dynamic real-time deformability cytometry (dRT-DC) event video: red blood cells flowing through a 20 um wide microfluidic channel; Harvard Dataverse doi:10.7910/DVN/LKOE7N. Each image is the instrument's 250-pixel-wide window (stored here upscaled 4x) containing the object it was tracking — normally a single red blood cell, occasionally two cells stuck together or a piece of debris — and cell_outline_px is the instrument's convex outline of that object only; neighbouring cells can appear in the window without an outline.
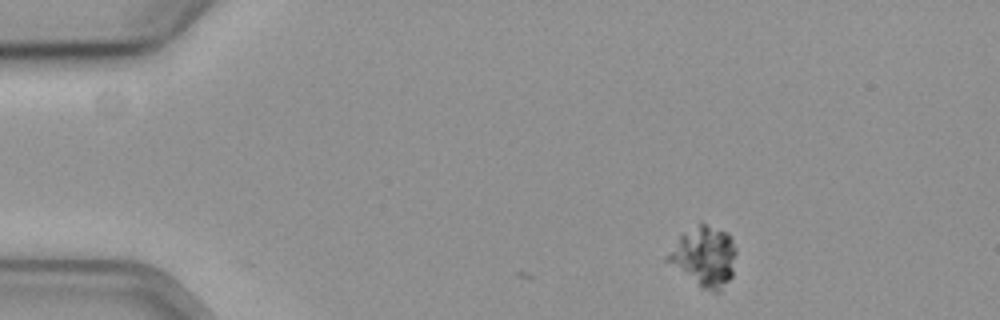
{"species": "common noctule bat (a hibernating species)", "species_latin": "Nyctalus noctula", "temperature_condition": "cold", "stored_images_in_passage": 4, "camera_frame_rate_fps": 3000, "um_per_image_px": 0.085, "animal": {"sex": "female", "body_mass_g": 19.3, "forearm_length_mm": 54.1}, "frame": {"image": 1, "passage_image": 1, "time_ms": 0.0, "image_size_px": [1000, 320], "cell_outline_px": [[736, 252], [732, 276], [720, 292], [712, 292], [700, 288], [664, 260], [664, 256], [680, 236], [684, 232], [700, 220], [728, 232], [736, 248]], "centroid_in_image_um": [59.85, 21.78], "position_along_channel_um": 25.2, "area_um2": 24.62}}